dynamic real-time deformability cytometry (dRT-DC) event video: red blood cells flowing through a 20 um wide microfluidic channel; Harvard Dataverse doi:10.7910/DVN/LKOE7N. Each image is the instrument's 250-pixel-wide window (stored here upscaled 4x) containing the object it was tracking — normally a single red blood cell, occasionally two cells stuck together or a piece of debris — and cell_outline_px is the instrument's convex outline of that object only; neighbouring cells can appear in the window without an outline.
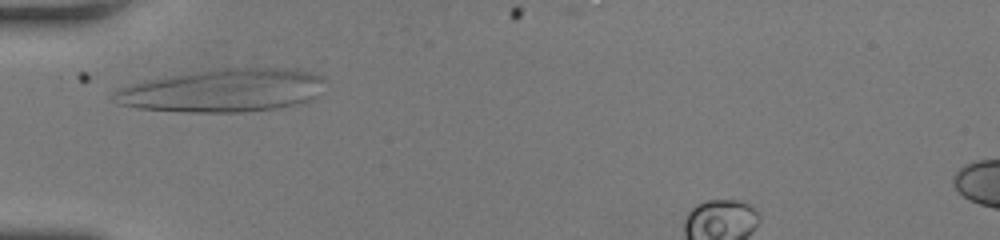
{"species": "human", "species_latin": "Homo sapiens", "temperature_condition": "room temperature", "stored_images_in_passage": 19, "camera_frame_rate_fps": 3000, "um_per_image_px": 0.085, "donor": {"sex": "female"}, "frame": {"image": 1, "passage_image": 3, "time_ms": 0.667, "image_size_px": [1000, 240], "cell_outline_px": [[324, 80], [316, 96], [308, 100], [296, 104], [276, 108], [244, 112], [188, 112], [136, 108], [120, 104], [112, 92], [120, 88], [132, 84], [148, 80], [204, 68], [300, 68], [324, 76]], "centroid_in_image_um": [18.98, 7.66], "position_along_channel_um": 66.0, "area_um2": 53.18}}
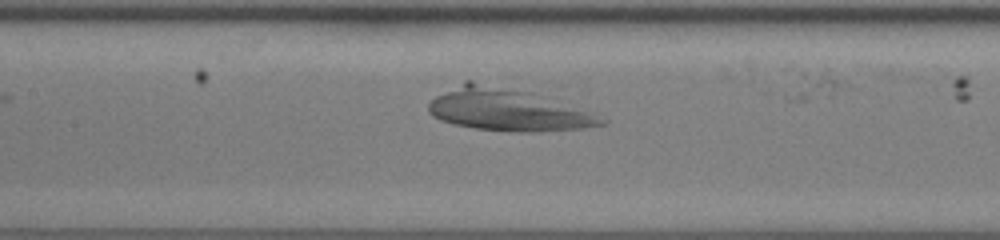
{"frame": {"image": 2, "passage_image": 11, "time_ms": 3.333, "image_size_px": [1000, 240], "cell_outline_px": [[608, 120], [604, 124], [584, 128], [536, 132], [516, 132], [476, 128], [452, 124], [440, 120], [432, 116], [428, 112], [428, 104], [436, 96], [464, 80], [472, 80], [528, 92]], "centroid_in_image_um": [43.01, 9.33], "position_along_channel_um": 164.4, "area_um2": 41.73}}
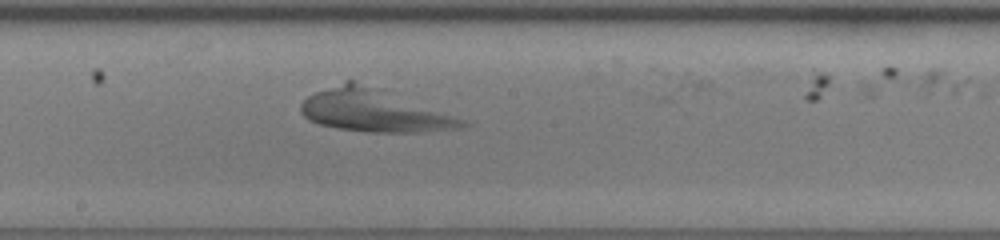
{"frame": {"image": 3, "passage_image": 15, "time_ms": 4.667, "image_size_px": [1000, 240], "cell_outline_px": [[472, 124], [464, 128], [420, 132], [368, 132], [336, 128], [320, 124], [308, 120], [300, 112], [300, 104], [308, 96], [316, 92], [344, 80], [352, 80], [464, 120]], "centroid_in_image_um": [31.72, 9.43], "position_along_channel_um": 216.5, "area_um2": 38.9}}